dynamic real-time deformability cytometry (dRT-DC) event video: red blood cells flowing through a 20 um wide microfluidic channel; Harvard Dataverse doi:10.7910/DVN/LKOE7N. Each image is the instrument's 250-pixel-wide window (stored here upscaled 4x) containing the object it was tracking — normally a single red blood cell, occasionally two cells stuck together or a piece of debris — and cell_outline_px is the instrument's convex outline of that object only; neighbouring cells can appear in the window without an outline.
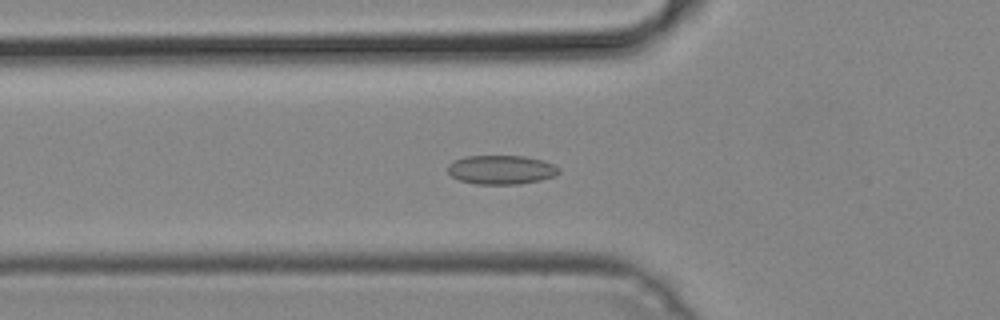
{"species": "common noctule bat (a hibernating species)", "species_latin": "Nyctalus noctula", "temperature_condition": "cold", "stored_images_in_passage": 51, "camera_frame_rate_fps": 3000, "um_per_image_px": 0.085, "animal": {"sex": "male", "body_mass_g": 19.2, "forearm_length_mm": 51.8}, "frame": {"image": 1, "passage_image": 18, "time_ms": 5.667, "image_size_px": [1000, 320], "cell_outline_px": [[560, 172], [552, 176], [540, 180], [520, 184], [476, 184], [460, 180], [452, 176], [448, 172], [448, 164], [464, 156], [524, 156], [544, 160], [560, 168]], "centroid_in_image_um": [42.61, 14.42], "position_along_channel_um": 83.2, "area_um2": 18.73}}
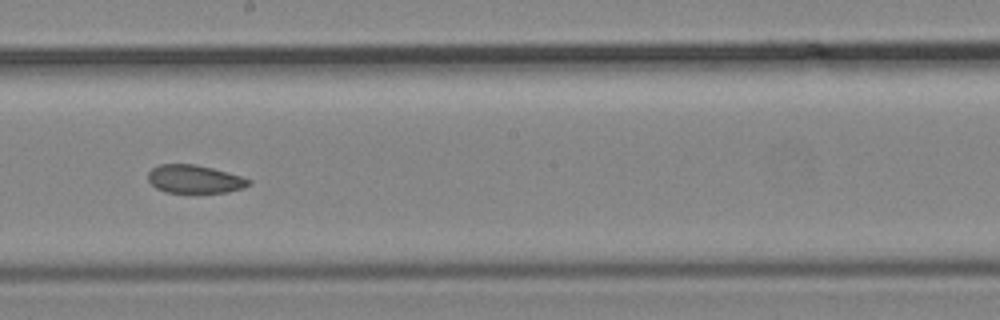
{"frame": {"image": 2, "passage_image": 29, "time_ms": 9.333, "image_size_px": [1000, 320], "cell_outline_px": [[252, 184], [244, 188], [228, 192], [164, 192], [156, 188], [148, 180], [148, 172], [152, 168], [160, 164], [196, 164], [212, 168], [240, 176], [252, 180]], "centroid_in_image_um": [16.55, 15.22], "position_along_channel_um": 231.7, "area_um2": 16.53}}
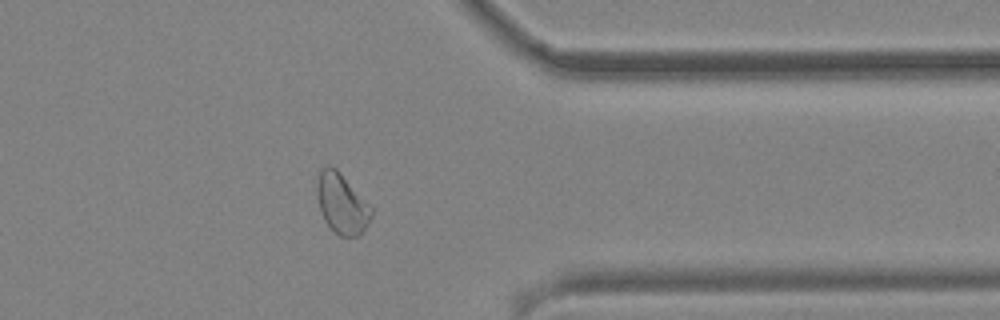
{"frame": {"image": 3, "passage_image": 41, "time_ms": 13.333, "image_size_px": [1000, 320], "cell_outline_px": [[372, 216], [368, 224], [360, 236], [340, 236], [324, 220], [320, 212], [316, 192], [316, 180], [320, 168], [324, 164], [328, 164], [336, 168], [372, 208]], "centroid_in_image_um": [29.01, 17.27], "position_along_channel_um": 382.4, "area_um2": 19.13}}